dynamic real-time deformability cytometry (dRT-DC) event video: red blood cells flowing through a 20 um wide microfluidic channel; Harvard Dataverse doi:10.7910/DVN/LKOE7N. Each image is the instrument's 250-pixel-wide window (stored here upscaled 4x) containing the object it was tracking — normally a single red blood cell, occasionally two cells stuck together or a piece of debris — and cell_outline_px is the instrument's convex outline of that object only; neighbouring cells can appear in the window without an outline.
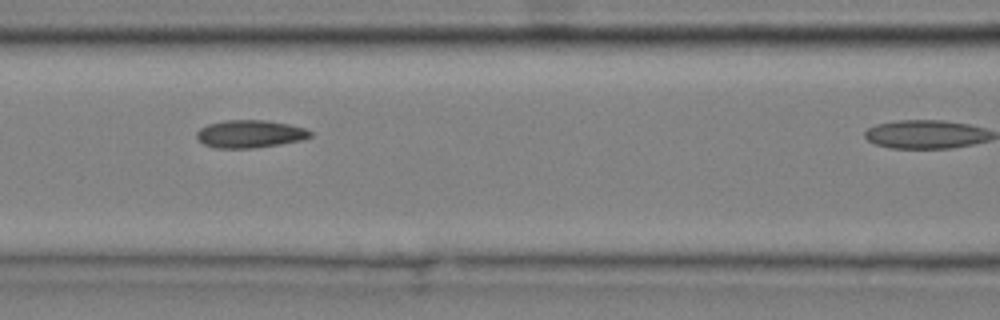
{"species": "common noctule bat (a hibernating species)", "species_latin": "Nyctalus noctula", "temperature_condition": "cold", "stored_images_in_passage": 7, "camera_frame_rate_fps": 3000, "um_per_image_px": 0.085, "animal": {"sex": "male", "body_mass_g": 20.4}, "frame": {"image": 1, "passage_image": 6, "time_ms": 1.667, "image_size_px": [1000, 320], "cell_outline_px": [[312, 136], [304, 140], [256, 148], [216, 148], [204, 144], [196, 140], [196, 132], [200, 128], [208, 124], [228, 120], [268, 120], [288, 124], [304, 128], [312, 132]], "centroid_in_image_um": [21.24, 11.39], "position_along_channel_um": 145.4, "area_um2": 18.5}}